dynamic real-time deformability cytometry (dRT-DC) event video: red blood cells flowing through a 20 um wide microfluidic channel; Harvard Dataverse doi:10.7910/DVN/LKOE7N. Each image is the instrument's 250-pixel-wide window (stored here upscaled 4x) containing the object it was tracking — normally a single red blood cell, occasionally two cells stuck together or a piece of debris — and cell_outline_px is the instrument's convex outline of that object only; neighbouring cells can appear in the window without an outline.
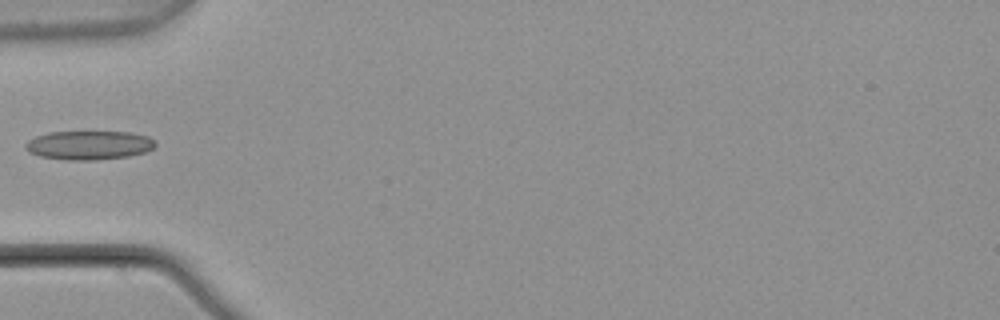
{"species": "common noctule bat (a hibernating species)", "species_latin": "Nyctalus noctula", "temperature_condition": "warm", "stored_images_in_passage": 5, "camera_frame_rate_fps": 3000, "um_per_image_px": 0.085, "animal": {"sex": "male", "body_mass_g": 21.5, "forearm_length_mm": 52.0}, "frame": {"image": 1, "passage_image": 4, "time_ms": 1.0, "image_size_px": [1000, 320], "cell_outline_px": [[156, 144], [152, 148], [144, 152], [128, 156], [96, 160], [68, 160], [40, 156], [28, 152], [24, 148], [24, 144], [28, 140], [36, 136], [48, 132], [128, 132], [148, 136], [156, 140]], "centroid_in_image_um": [7.54, 12.34], "position_along_channel_um": 77.5, "area_um2": 21.91}}
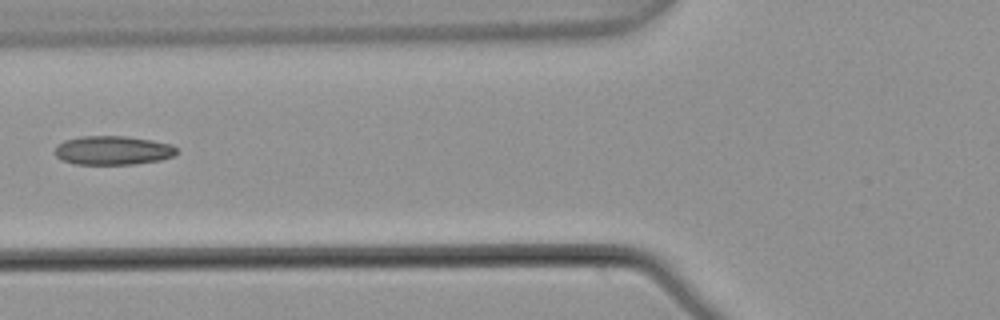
{"frame": {"image": 2, "passage_image": 5, "time_ms": 1.333, "image_size_px": [1000, 320], "cell_outline_px": [[176, 152], [172, 156], [160, 160], [132, 164], [76, 164], [60, 160], [56, 156], [56, 148], [64, 140], [84, 136], [124, 136], [152, 140], [172, 144], [176, 148]], "centroid_in_image_um": [9.59, 12.78], "position_along_channel_um": 116.2, "area_um2": 20.35}}